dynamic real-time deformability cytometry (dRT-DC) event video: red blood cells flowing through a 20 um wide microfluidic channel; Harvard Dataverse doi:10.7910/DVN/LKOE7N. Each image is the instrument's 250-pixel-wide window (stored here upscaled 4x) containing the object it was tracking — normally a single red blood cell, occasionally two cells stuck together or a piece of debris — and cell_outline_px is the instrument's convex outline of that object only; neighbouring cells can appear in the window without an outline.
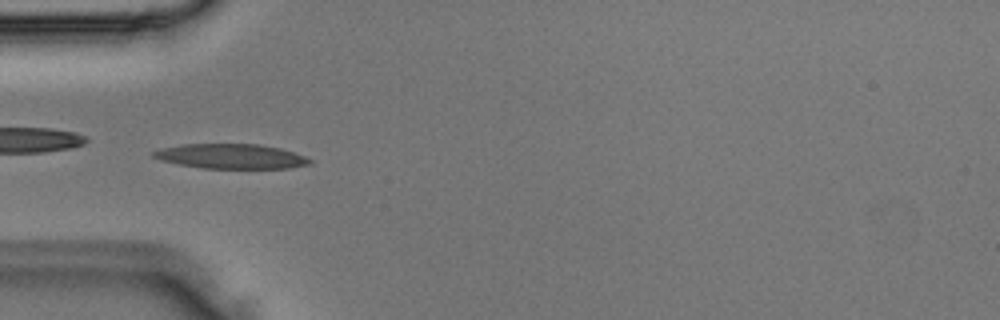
{"species": "Egyptian fruit bat (a non-hibernating species)", "species_latin": "Rousettus aegyptiacus", "temperature_condition": "room temperature", "stored_images_in_passage": 3, "camera_frame_rate_fps": 3000, "um_per_image_px": 0.085, "animal": {"sex": "male"}, "frame": {"image": 1, "passage_image": 2, "time_ms": 0.333, "image_size_px": [1000, 320], "cell_outline_px": [[312, 164], [288, 168], [204, 168], [180, 164], [160, 160], [152, 156], [152, 152], [160, 148], [184, 144], [256, 144], [280, 148], [304, 156], [312, 160]], "centroid_in_image_um": [19.63, 13.28], "position_along_channel_um": 65.4, "area_um2": 22.37}}
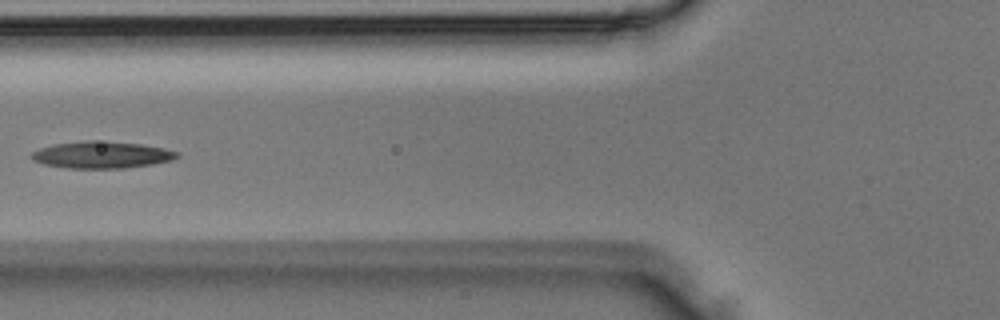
{"frame": {"image": 2, "passage_image": 3, "time_ms": 0.667, "image_size_px": [1000, 320], "cell_outline_px": [[180, 156], [172, 160], [152, 164], [124, 168], [68, 168], [44, 164], [32, 160], [28, 156], [32, 152], [40, 148], [52, 144], [84, 140], [92, 140], [140, 144], [164, 148], [180, 152]], "centroid_in_image_um": [8.62, 13.16], "position_along_channel_um": 117.2, "area_um2": 22.89}}